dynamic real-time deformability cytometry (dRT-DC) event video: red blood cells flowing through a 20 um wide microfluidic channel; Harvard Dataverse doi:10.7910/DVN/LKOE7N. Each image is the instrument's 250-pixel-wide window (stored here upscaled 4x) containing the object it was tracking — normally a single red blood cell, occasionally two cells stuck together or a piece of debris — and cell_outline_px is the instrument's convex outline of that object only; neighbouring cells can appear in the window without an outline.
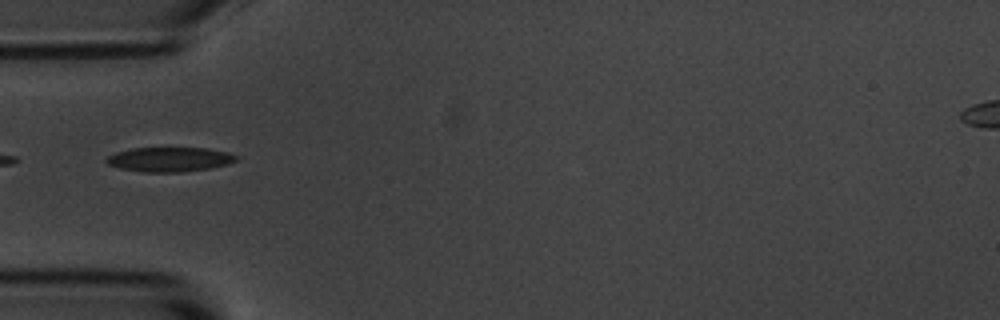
{"species": "common noctule bat (a hibernating species)", "species_latin": "Nyctalus noctula", "temperature_condition": "room temperature", "stored_images_in_passage": 9, "camera_frame_rate_fps": 3000, "um_per_image_px": 0.085, "animal": {"sex": "male", "body_mass_g": 20.1, "forearm_length_mm": 53.5}, "frame": {"image": 1, "passage_image": 1, "time_ms": 0.0, "image_size_px": [1000, 320], "cell_outline_px": [[240, 156], [236, 160], [228, 164], [208, 168], [180, 172], [144, 172], [120, 168], [108, 164], [104, 160], [108, 156], [116, 152], [132, 148], [208, 148], [228, 152]], "centroid_in_image_um": [14.42, 13.54], "position_along_channel_um": 70.6, "area_um2": 18.5}}